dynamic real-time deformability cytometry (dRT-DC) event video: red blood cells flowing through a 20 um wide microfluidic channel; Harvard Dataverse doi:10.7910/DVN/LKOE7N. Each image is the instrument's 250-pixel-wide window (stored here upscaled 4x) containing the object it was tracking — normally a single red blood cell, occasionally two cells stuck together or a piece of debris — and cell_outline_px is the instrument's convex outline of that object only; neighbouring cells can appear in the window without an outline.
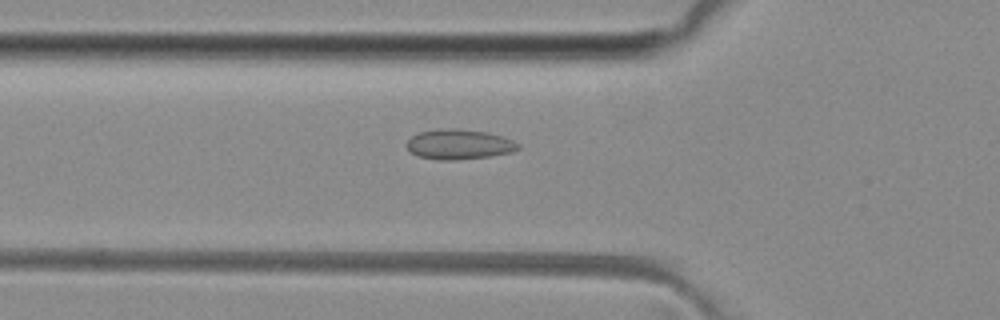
{"species": "common noctule bat (a hibernating species)", "species_latin": "Nyctalus noctula", "temperature_condition": "room temperature", "stored_images_in_passage": 24, "camera_frame_rate_fps": 3000, "um_per_image_px": 0.085, "animal": {"sex": "female", "body_mass_g": 29.2, "forearm_length_mm": 56.3}, "frame": {"image": 1, "passage_image": 5, "time_ms": 1.333, "image_size_px": [1000, 320], "cell_outline_px": [[520, 148], [512, 152], [492, 156], [456, 160], [436, 160], [416, 156], [408, 148], [408, 140], [412, 136], [420, 132], [440, 128], [452, 128], [488, 132], [512, 140], [520, 144]], "centroid_in_image_um": [39.03, 12.28], "position_along_channel_um": 86.8, "area_um2": 19.54}}
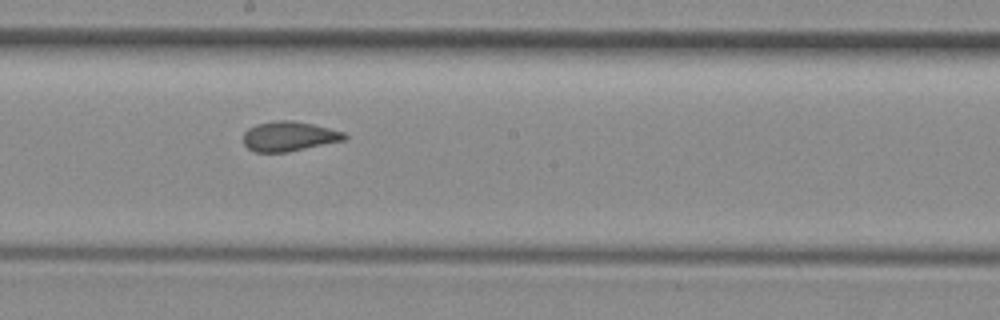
{"frame": {"image": 2, "passage_image": 15, "time_ms": 4.667, "image_size_px": [1000, 320], "cell_outline_px": [[348, 136], [344, 140], [288, 152], [256, 152], [248, 148], [244, 144], [244, 132], [248, 128], [256, 124], [276, 120], [292, 120], [312, 124], [344, 132]], "centroid_in_image_um": [24.55, 11.58], "position_along_channel_um": 223.6, "area_um2": 17.46}}
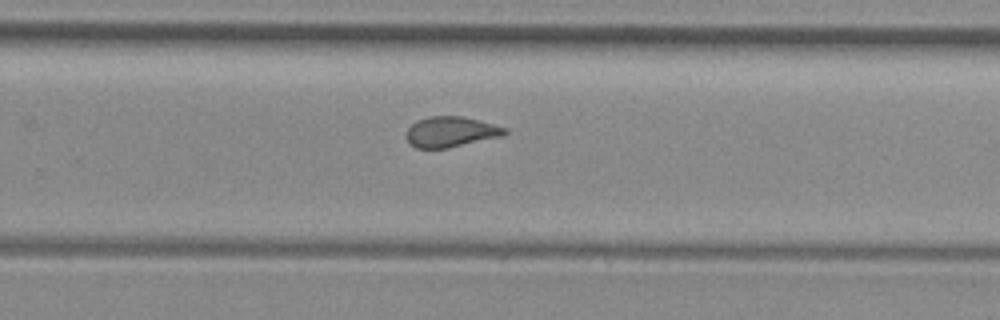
{"frame": {"image": 3, "passage_image": 20, "time_ms": 6.333, "image_size_px": [1000, 320], "cell_outline_px": [[508, 132], [504, 136], [448, 148], [416, 148], [404, 136], [408, 128], [416, 120], [428, 116], [464, 116], [508, 128]], "centroid_in_image_um": [38.34, 11.2], "position_along_channel_um": 291.5, "area_um2": 17.69}}